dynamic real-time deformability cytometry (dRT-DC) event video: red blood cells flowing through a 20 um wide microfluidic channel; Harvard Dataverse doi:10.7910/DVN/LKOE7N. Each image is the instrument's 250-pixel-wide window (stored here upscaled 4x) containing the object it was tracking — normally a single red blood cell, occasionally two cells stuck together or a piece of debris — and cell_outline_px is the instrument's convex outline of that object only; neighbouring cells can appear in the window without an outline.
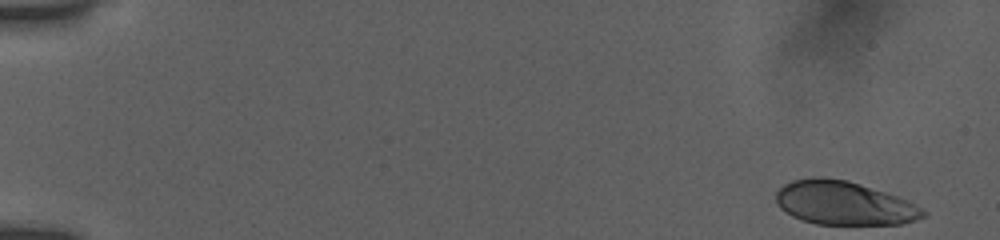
{"species": "human", "species_latin": "Homo sapiens", "temperature_condition": "room temperature", "stored_images_in_passage": 37, "camera_frame_rate_fps": 3000, "um_per_image_px": 0.085, "donor": {"sex": "female"}, "frame": {"image": 1, "passage_image": 1, "time_ms": 0.0, "image_size_px": [1000, 240], "cell_outline_px": [[928, 212], [924, 216], [916, 220], [900, 224], [816, 224], [792, 216], [780, 208], [776, 204], [776, 192], [784, 184], [792, 180], [816, 176], [824, 176], [848, 180], [908, 200]], "centroid_in_image_um": [71.72, 17.25], "position_along_channel_um": 13.3, "area_um2": 37.45}}
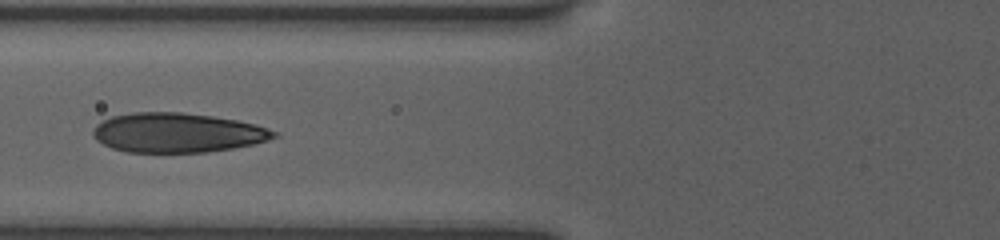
{"frame": {"image": 2, "passage_image": 27, "time_ms": 6.667, "image_size_px": [1000, 240], "cell_outline_px": [[280, 136], [268, 140], [252, 144], [232, 148], [208, 152], [128, 152], [112, 148], [96, 140], [92, 136], [92, 132], [96, 124], [112, 116], [132, 112], [180, 112], [212, 116], [236, 120], [256, 124], [276, 132]], "centroid_in_image_um": [15.06, 11.28], "position_along_channel_um": 110.7, "area_um2": 41.62}}
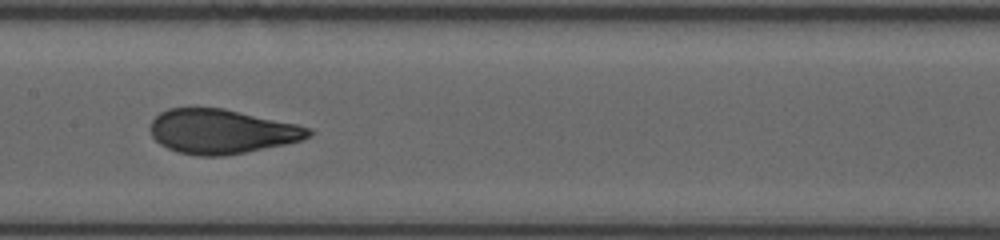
{"frame": {"image": 3, "passage_image": 36, "time_ms": 8.667, "image_size_px": [1000, 240], "cell_outline_px": [[312, 132], [304, 140], [224, 156], [196, 156], [176, 152], [160, 144], [152, 136], [152, 120], [160, 112], [168, 108], [224, 108], [296, 124], [312, 128]], "centroid_in_image_um": [18.83, 11.18], "position_along_channel_um": 188.6, "area_um2": 40.75}}